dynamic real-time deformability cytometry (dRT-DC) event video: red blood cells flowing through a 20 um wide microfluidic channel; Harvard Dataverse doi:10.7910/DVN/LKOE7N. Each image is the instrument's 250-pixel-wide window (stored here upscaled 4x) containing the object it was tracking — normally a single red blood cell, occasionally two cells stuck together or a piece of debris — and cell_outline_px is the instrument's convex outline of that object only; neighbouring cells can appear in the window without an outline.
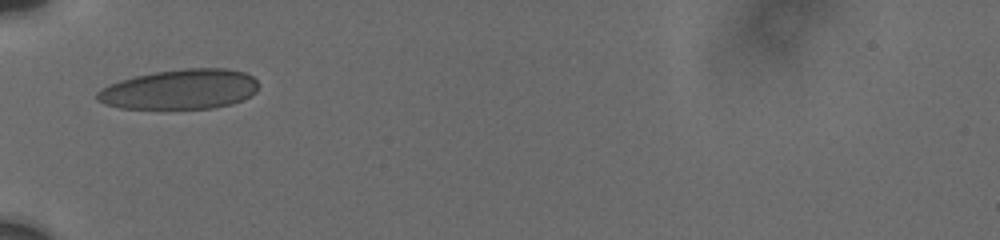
{"species": "human", "species_latin": "Homo sapiens", "temperature_condition": "cold", "stored_images_in_passage": 14, "camera_frame_rate_fps": 3000, "um_per_image_px": 0.085, "donor": {"sex": "male"}, "frame": {"image": 1, "passage_image": 1, "time_ms": 0.0, "image_size_px": [1000, 240], "cell_outline_px": [[260, 84], [256, 92], [232, 104], [212, 108], [120, 108], [104, 104], [96, 100], [96, 92], [100, 88], [108, 84], [120, 80], [136, 76], [156, 72], [184, 68], [224, 68], [244, 72], [252, 76]], "centroid_in_image_um": [15.28, 7.59], "position_along_channel_um": 69.7, "area_um2": 37.57}}
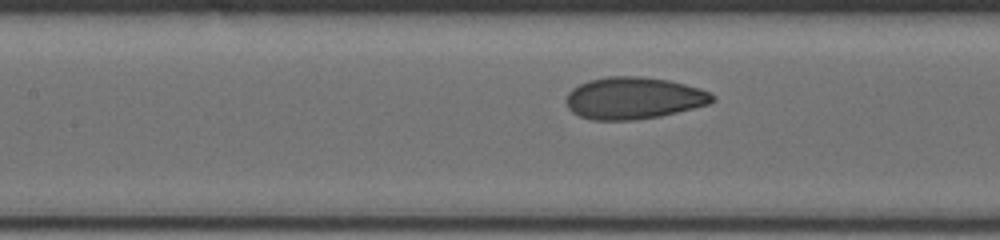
{"frame": {"image": 2, "passage_image": 7, "time_ms": 2.333, "image_size_px": [1000, 240], "cell_outline_px": [[716, 100], [708, 104], [660, 116], [636, 120], [592, 120], [580, 116], [572, 112], [568, 108], [564, 100], [568, 92], [572, 88], [588, 80], [608, 76], [640, 76], [668, 80], [700, 88], [716, 96]], "centroid_in_image_um": [53.83, 8.34], "position_along_channel_um": 153.6, "area_um2": 35.89}}
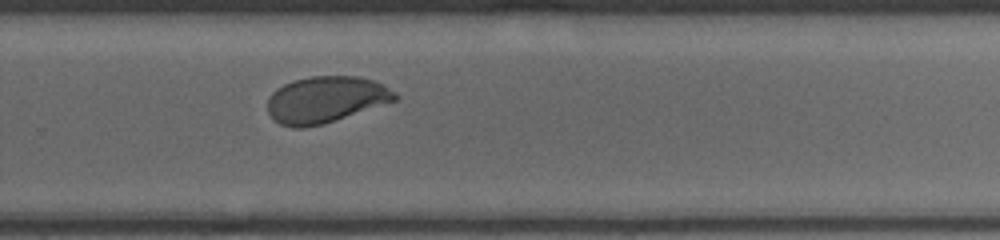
{"frame": {"image": 3, "passage_image": 14, "time_ms": 6.333, "image_size_px": [1000, 240], "cell_outline_px": [[400, 96], [396, 100], [324, 124], [304, 128], [292, 128], [280, 124], [268, 112], [268, 96], [276, 88], [292, 80], [312, 76], [360, 76], [376, 80], [384, 84], [396, 92]], "centroid_in_image_um": [27.7, 8.45], "position_along_channel_um": 302.1, "area_um2": 34.8}}